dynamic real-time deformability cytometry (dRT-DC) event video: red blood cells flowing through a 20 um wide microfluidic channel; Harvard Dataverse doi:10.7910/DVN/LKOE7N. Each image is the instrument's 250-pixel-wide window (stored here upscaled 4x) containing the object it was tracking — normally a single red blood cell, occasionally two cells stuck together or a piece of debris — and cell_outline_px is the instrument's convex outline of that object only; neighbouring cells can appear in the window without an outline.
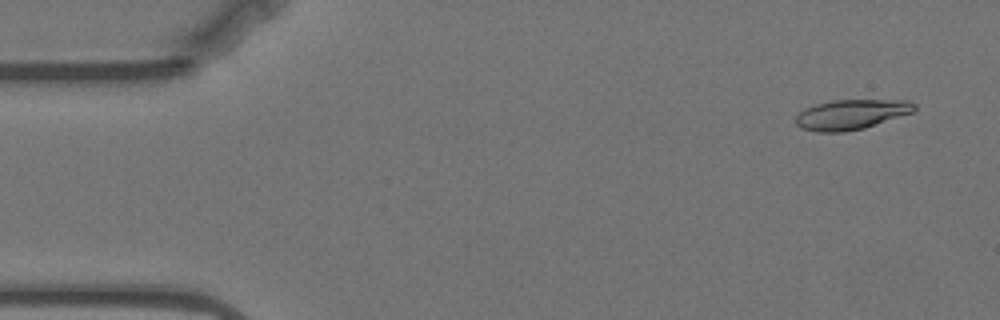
{"species": "Egyptian fruit bat (a non-hibernating species)", "species_latin": "Rousettus aegyptiacus", "temperature_condition": "warm", "stored_images_in_passage": 57, "camera_frame_rate_fps": 3000, "um_per_image_px": 0.085, "animal": {"sex": "female"}, "frame": {"image": 1, "passage_image": 3, "time_ms": 0.667, "image_size_px": [1000, 320], "cell_outline_px": [[916, 108], [912, 112], [864, 128], [844, 132], [816, 132], [800, 128], [796, 124], [796, 116], [804, 108], [816, 104], [832, 100], [908, 100], [916, 104]], "centroid_in_image_um": [72.32, 9.73], "position_along_channel_um": 12.7, "area_um2": 20.69}}
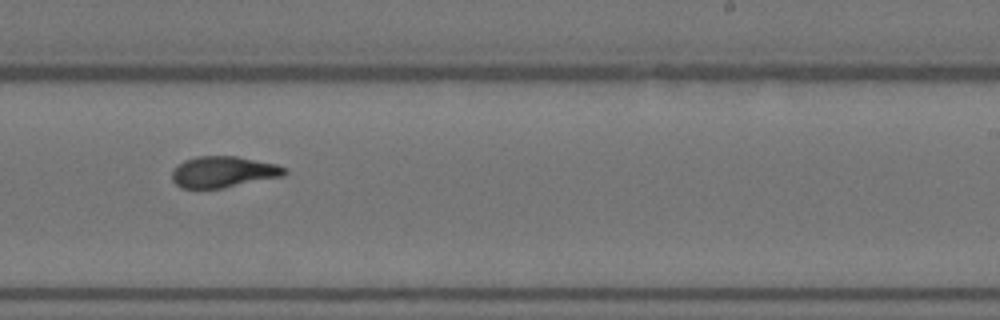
{"frame": {"image": 2, "passage_image": 34, "time_ms": 11.0, "image_size_px": [1000, 320], "cell_outline_px": [[288, 172], [284, 176], [224, 188], [180, 188], [172, 180], [172, 172], [176, 164], [184, 160], [196, 156], [236, 156], [276, 164], [284, 168]], "centroid_in_image_um": [18.96, 14.61], "position_along_channel_um": 270.0, "area_um2": 20.58}}
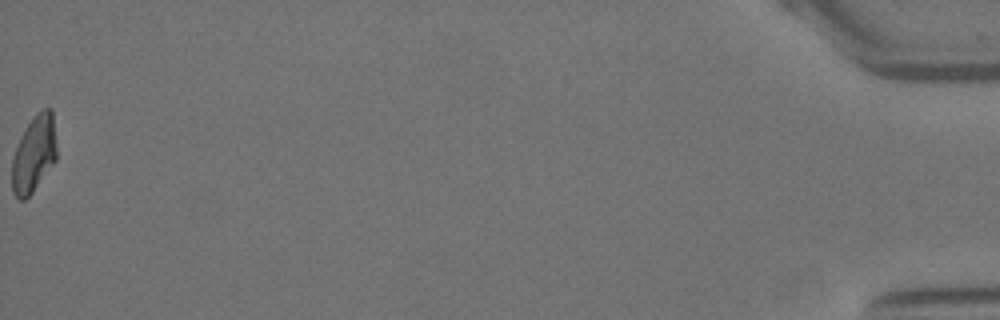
{"frame": {"image": 3, "passage_image": 57, "time_ms": 18.667, "image_size_px": [1000, 320], "cell_outline_px": [[56, 160], [32, 192], [24, 200], [20, 200], [12, 192], [12, 160], [16, 148], [28, 124], [36, 112], [44, 108], [52, 108], [56, 148]], "centroid_in_image_um": [2.89, 13.09], "position_along_channel_um": 432.3, "area_um2": 19.59}, "authors_computed_cell_mechanics": {"area_um2": 20.9236, "velocity_mm_per_s": 3.5086, "shape_relaxation_time_tau1_ms": 4.9767, "shape_relaxation_time_tau2_ms": 2.7862, "deformation_change_tau1": 0.2001, "deformation_change_tau2": 0.0749}}